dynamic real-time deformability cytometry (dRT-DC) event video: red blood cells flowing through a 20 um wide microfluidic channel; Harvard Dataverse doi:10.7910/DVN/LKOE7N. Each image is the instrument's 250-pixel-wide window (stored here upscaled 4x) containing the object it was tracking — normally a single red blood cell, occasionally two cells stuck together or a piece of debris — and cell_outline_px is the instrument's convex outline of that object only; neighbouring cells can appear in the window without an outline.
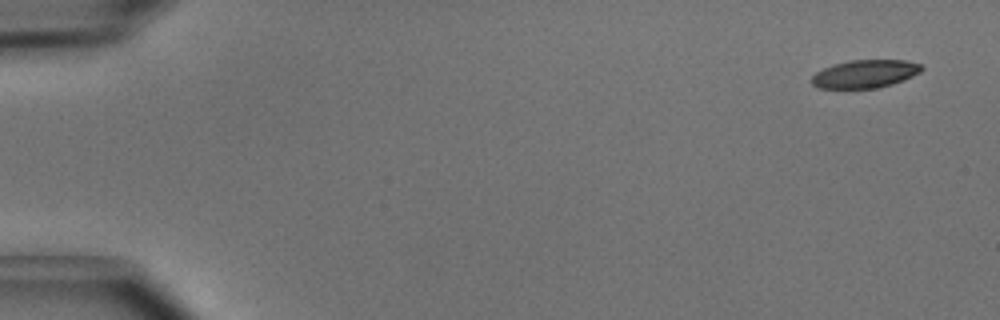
{"species": "common noctule bat (a hibernating species)", "species_latin": "Nyctalus noctula", "temperature_condition": "cold", "stored_images_in_passage": 7, "camera_frame_rate_fps": 3000, "um_per_image_px": 0.085, "animal": {"sex": "male", "body_mass_g": 15.6}, "frame": {"image": 1, "passage_image": 1, "time_ms": 0.0, "image_size_px": [1000, 320], "cell_outline_px": [[924, 68], [920, 72], [904, 80], [892, 84], [876, 88], [816, 88], [812, 84], [812, 76], [816, 72], [832, 64], [848, 60], [904, 60], [920, 64]], "centroid_in_image_um": [73.51, 6.27], "position_along_channel_um": 11.5, "area_um2": 17.98}}
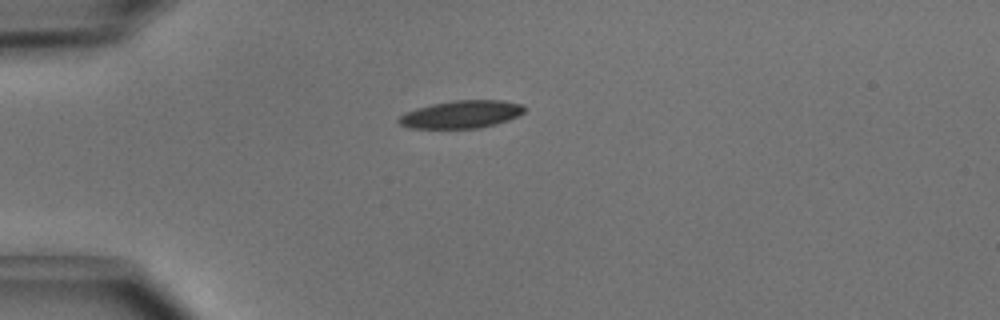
{"frame": {"image": 2, "passage_image": 4, "time_ms": 1.0, "image_size_px": [1000, 320], "cell_outline_px": [[524, 112], [508, 120], [496, 124], [480, 128], [408, 128], [400, 124], [396, 120], [404, 112], [416, 108], [432, 104], [452, 100], [500, 100], [520, 104], [524, 108]], "centroid_in_image_um": [39.16, 9.72], "position_along_channel_um": 45.8, "area_um2": 20.23}}
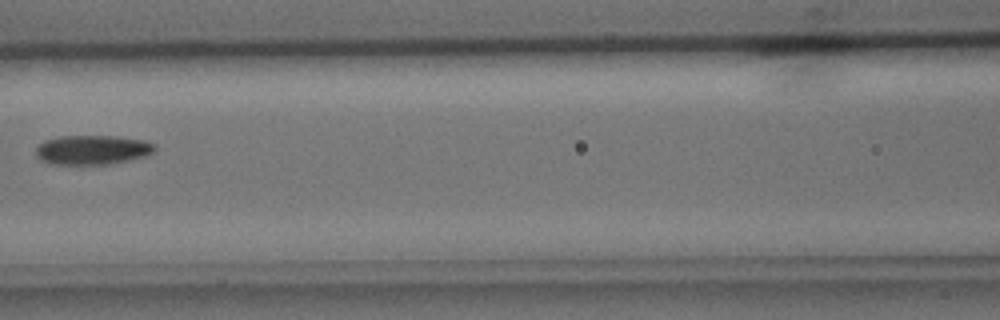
{"frame": {"image": 3, "passage_image": 7, "time_ms": 2.0, "image_size_px": [1000, 320], "cell_outline_px": [[156, 148], [152, 152], [144, 156], [104, 164], [52, 164], [40, 160], [36, 156], [36, 148], [44, 140], [60, 136], [116, 136], [144, 140], [156, 144]], "centroid_in_image_um": [7.82, 12.72], "position_along_channel_um": 158.8, "area_um2": 20.17}}